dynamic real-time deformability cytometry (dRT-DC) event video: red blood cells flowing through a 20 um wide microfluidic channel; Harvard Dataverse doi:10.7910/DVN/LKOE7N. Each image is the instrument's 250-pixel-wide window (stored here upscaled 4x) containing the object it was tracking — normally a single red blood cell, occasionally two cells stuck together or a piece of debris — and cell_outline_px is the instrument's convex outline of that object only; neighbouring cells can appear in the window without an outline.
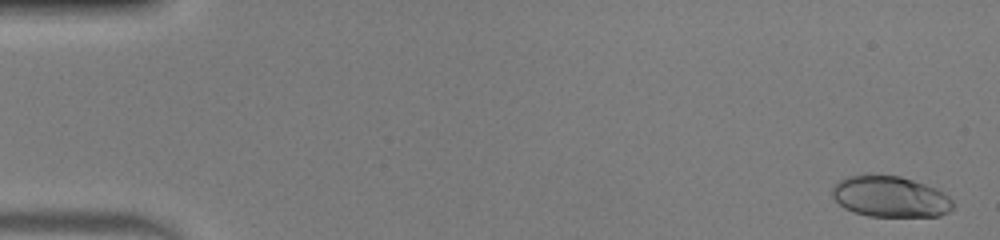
{"species": "human", "species_latin": "Homo sapiens", "temperature_condition": "warm", "stored_images_in_passage": 51, "camera_frame_rate_fps": 3000, "um_per_image_px": 0.085, "donor": {"sex": "male"}, "frame": {"image": 1, "passage_image": 2, "time_ms": 0.333, "image_size_px": [1000, 240], "cell_outline_px": [[956, 204], [948, 212], [940, 216], [868, 216], [852, 212], [844, 208], [832, 196], [832, 188], [840, 180], [848, 176], [876, 172], [900, 176], [936, 188], [944, 192]], "centroid_in_image_um": [75.66, 16.69], "position_along_channel_um": 9.3, "area_um2": 29.36}}
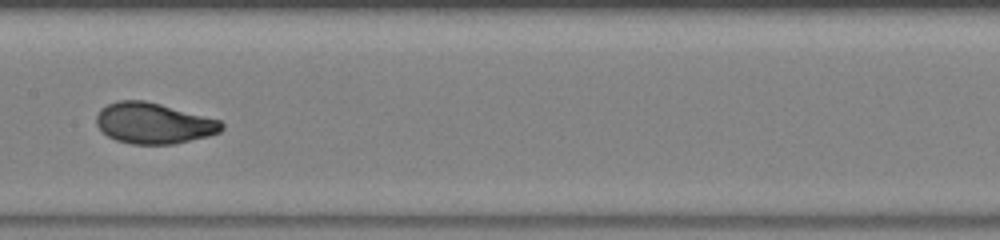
{"frame": {"image": 2, "passage_image": 27, "time_ms": 8.667, "image_size_px": [1000, 240], "cell_outline_px": [[224, 128], [220, 132], [208, 136], [172, 144], [132, 144], [116, 140], [108, 136], [96, 124], [96, 116], [100, 108], [116, 100], [144, 100], [160, 104], [220, 120], [224, 124]], "centroid_in_image_um": [13.04, 10.47], "position_along_channel_um": 194.4, "area_um2": 29.71}}
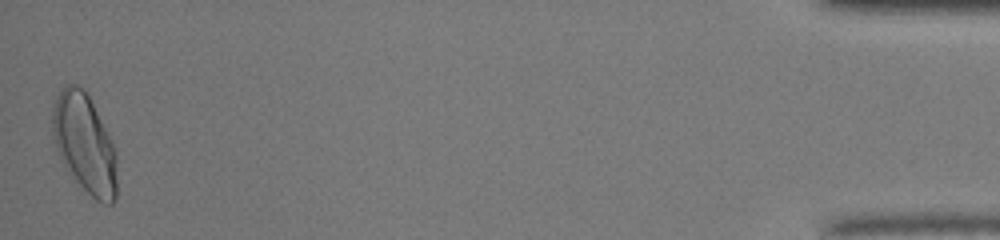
{"frame": {"image": 3, "passage_image": 51, "time_ms": 16.667, "image_size_px": [1000, 240], "cell_outline_px": [[116, 200], [112, 204], [104, 204], [96, 200], [72, 180], [56, 148], [52, 132], [52, 104], [60, 88], [64, 84], [76, 84], [84, 88], [88, 92], [112, 140], [116, 152]], "centroid_in_image_um": [7.18, 12.17], "position_along_channel_um": 428.0, "area_um2": 38.03}, "authors_computed_cell_mechanics": {"area_um2": 29.3624, "velocity_mm_per_s": 4.0784, "shape_relaxation_time_tau1_ms": 3.3588, "shape_relaxation_time_tau2_ms": null, "deformation_change_tau1": 0.1618, "deformation_change_tau2": null}}